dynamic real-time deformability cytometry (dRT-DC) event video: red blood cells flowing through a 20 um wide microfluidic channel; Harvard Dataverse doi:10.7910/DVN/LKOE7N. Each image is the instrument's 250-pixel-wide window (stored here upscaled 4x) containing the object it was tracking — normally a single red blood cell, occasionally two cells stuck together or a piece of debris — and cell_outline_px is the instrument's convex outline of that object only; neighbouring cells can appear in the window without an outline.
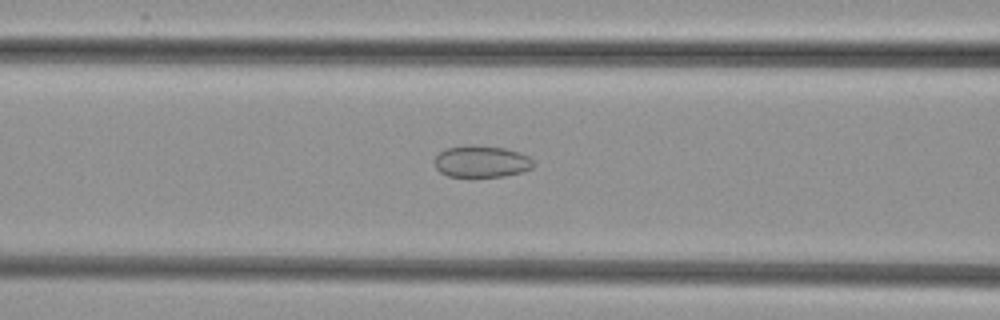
{"species": "common noctule bat (a hibernating species)", "species_latin": "Nyctalus noctula", "temperature_condition": "cold", "stored_images_in_passage": 41, "camera_frame_rate_fps": 3000, "um_per_image_px": 0.085, "animal": {"sex": "female", "body_mass_g": 29.2, "forearm_length_mm": 56.3}, "frame": {"image": 1, "passage_image": 10, "time_ms": 3.0, "image_size_px": [1000, 320], "cell_outline_px": [[536, 164], [532, 168], [520, 172], [504, 176], [448, 176], [440, 172], [436, 168], [432, 160], [440, 152], [448, 148], [468, 144], [472, 144], [504, 148], [520, 152], [528, 156]], "centroid_in_image_um": [40.91, 13.71], "position_along_channel_um": 125.7, "area_um2": 18.38}}
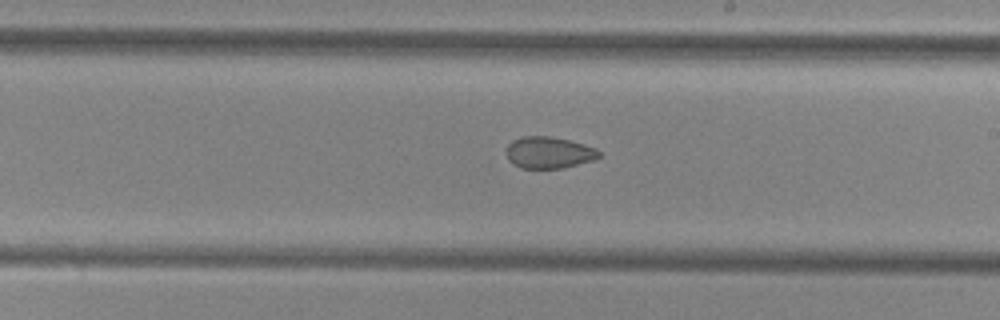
{"frame": {"image": 2, "passage_image": 19, "time_ms": 6.0, "image_size_px": [1000, 320], "cell_outline_px": [[600, 156], [596, 160], [564, 168], [520, 168], [512, 164], [508, 160], [504, 152], [508, 144], [512, 140], [524, 136], [552, 136], [584, 144], [596, 148], [600, 152]], "centroid_in_image_um": [46.63, 12.97], "position_along_channel_um": 242.4, "area_um2": 17.46}}
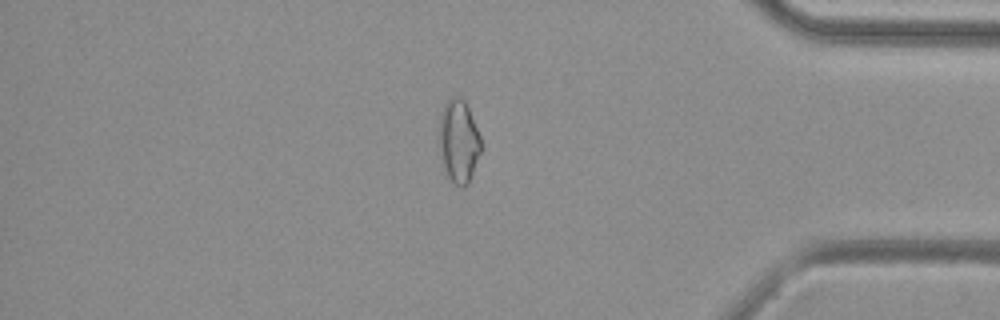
{"frame": {"image": 3, "passage_image": 33, "time_ms": 10.667, "image_size_px": [1000, 320], "cell_outline_px": [[480, 152], [468, 184], [460, 188], [448, 176], [444, 168], [436, 144], [440, 116], [444, 104], [452, 96], [460, 96], [468, 104], [480, 136]], "centroid_in_image_um": [38.94, 11.96], "position_along_channel_um": 396.3, "area_um2": 20.63}}